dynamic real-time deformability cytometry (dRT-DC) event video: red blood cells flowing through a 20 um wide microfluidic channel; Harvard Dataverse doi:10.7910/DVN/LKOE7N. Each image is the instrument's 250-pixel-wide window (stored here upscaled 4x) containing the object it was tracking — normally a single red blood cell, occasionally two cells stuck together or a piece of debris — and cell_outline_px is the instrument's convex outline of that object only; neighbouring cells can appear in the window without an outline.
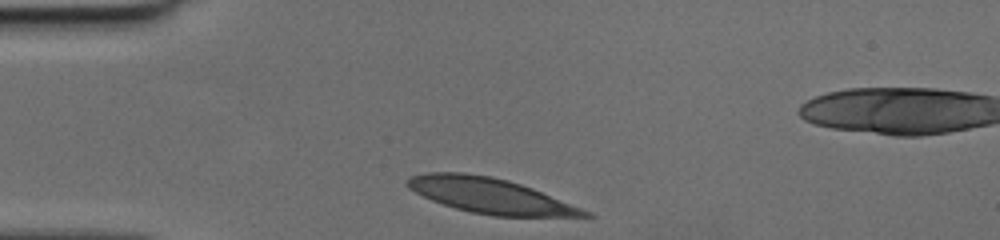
{"species": "human", "species_latin": "Homo sapiens", "temperature_condition": "cold", "stored_images_in_passage": 27, "camera_frame_rate_fps": 3000, "um_per_image_px": 0.085, "donor": {"sex": "female"}, "frame": {"image": 1, "passage_image": 1, "time_ms": 0.0, "image_size_px": [1000, 240], "cell_outline_px": [[596, 216], [492, 216], [472, 212], [456, 208], [432, 200], [408, 188], [404, 184], [404, 180], [408, 176], [428, 172], [464, 172], [492, 176], [508, 180], [532, 188], [592, 212]], "centroid_in_image_um": [41.62, 16.61], "position_along_channel_um": 43.4, "area_um2": 36.3}}
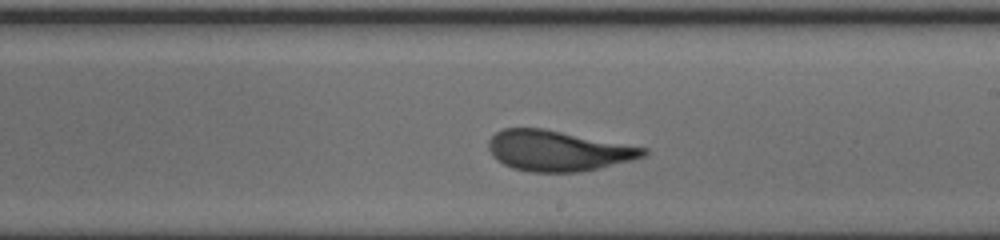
{"frame": {"image": 2, "passage_image": 17, "time_ms": 5.333, "image_size_px": [1000, 240], "cell_outline_px": [[648, 156], [600, 168], [580, 172], [528, 172], [512, 168], [496, 160], [492, 156], [488, 148], [488, 140], [496, 132], [504, 128], [544, 128], [648, 148]], "centroid_in_image_um": [47.43, 12.82], "position_along_channel_um": 241.6, "area_um2": 36.88}}
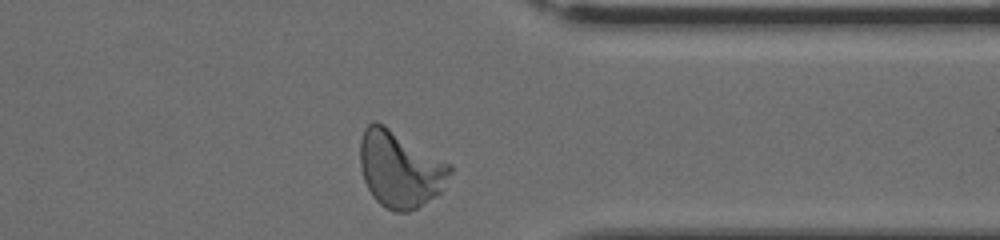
{"frame": {"image": 3, "passage_image": 27, "time_ms": 8.667, "image_size_px": [1000, 240], "cell_outline_px": [[452, 172], [440, 192], [416, 208], [408, 212], [392, 212], [384, 208], [372, 196], [364, 180], [360, 168], [360, 140], [364, 128], [368, 124], [376, 120], [384, 124], [452, 164]], "centroid_in_image_um": [33.98, 14.36], "position_along_channel_um": 377.4, "area_um2": 40.29}}